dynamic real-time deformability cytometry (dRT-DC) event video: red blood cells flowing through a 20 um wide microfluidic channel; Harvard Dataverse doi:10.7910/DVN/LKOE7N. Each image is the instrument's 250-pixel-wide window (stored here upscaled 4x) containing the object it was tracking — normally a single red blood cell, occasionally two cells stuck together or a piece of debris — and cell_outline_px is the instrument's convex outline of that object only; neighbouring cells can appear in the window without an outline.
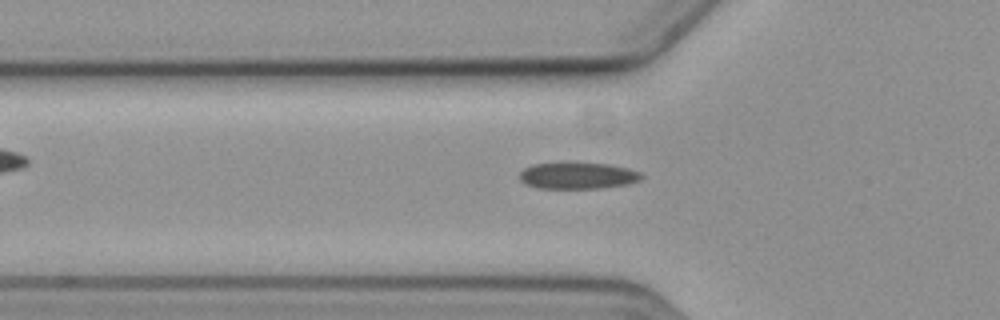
{"species": "common noctule bat (a hibernating species)", "species_latin": "Nyctalus noctula", "temperature_condition": "cold", "stored_images_in_passage": 5, "camera_frame_rate_fps": 3000, "um_per_image_px": 0.085, "animal": {"sex": "female", "body_mass_g": 19.3, "forearm_length_mm": 54.1}, "frame": {"image": 1, "passage_image": 5, "time_ms": 4.667, "image_size_px": [1000, 320], "cell_outline_px": [[644, 176], [640, 180], [628, 184], [600, 188], [540, 188], [524, 184], [520, 180], [520, 172], [524, 168], [532, 164], [560, 160], [568, 160], [608, 164], [628, 168], [640, 172]], "centroid_in_image_um": [49.07, 14.88], "position_along_channel_um": 76.7, "area_um2": 19.71}}